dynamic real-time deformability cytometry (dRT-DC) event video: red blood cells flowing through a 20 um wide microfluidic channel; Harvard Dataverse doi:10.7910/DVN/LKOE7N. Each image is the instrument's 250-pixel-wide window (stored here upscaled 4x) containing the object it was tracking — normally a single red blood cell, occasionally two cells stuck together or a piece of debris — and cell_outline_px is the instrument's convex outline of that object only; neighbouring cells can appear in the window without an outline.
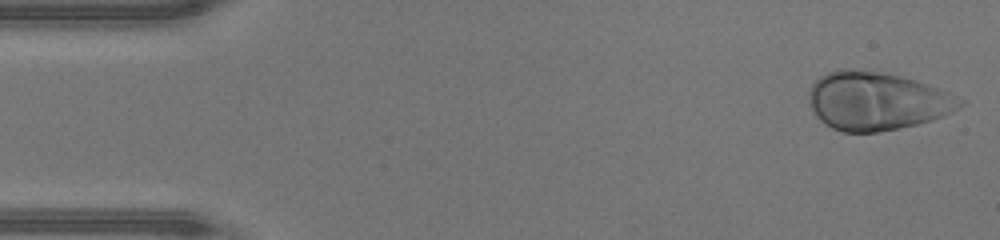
{"species": "human", "species_latin": "Homo sapiens", "temperature_condition": "warm", "stored_images_in_passage": 46, "camera_frame_rate_fps": 3000, "um_per_image_px": 0.085, "donor": {"sex": "male"}, "frame": {"image": 1, "passage_image": 1, "time_ms": 0.0, "image_size_px": [1000, 240], "cell_outline_px": [[964, 104], [952, 112], [916, 124], [876, 132], [844, 132], [832, 128], [824, 124], [816, 116], [808, 104], [808, 92], [812, 84], [820, 76], [828, 72], [840, 68], [844, 68], [880, 72], [900, 76], [916, 80], [928, 84], [948, 92], [964, 100]], "centroid_in_image_um": [74.47, 8.57], "position_along_channel_um": 10.5, "area_um2": 51.1}}
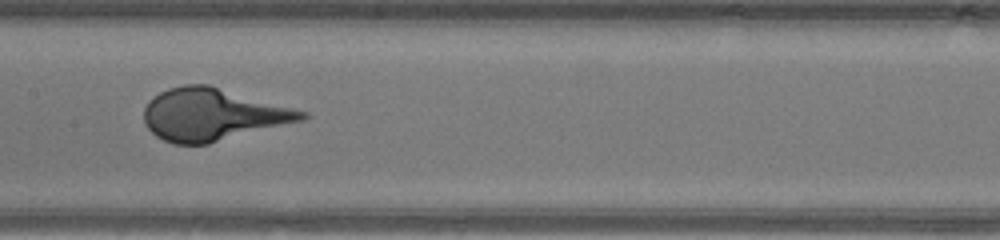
{"frame": {"image": 2, "passage_image": 22, "time_ms": 7.0, "image_size_px": [1000, 240], "cell_outline_px": [[308, 116], [304, 120], [208, 144], [172, 144], [156, 136], [148, 128], [144, 120], [144, 108], [148, 100], [160, 92], [168, 88], [184, 84], [208, 84], [308, 112]], "centroid_in_image_um": [18.06, 9.73], "position_along_channel_um": 189.3, "area_um2": 47.97}}
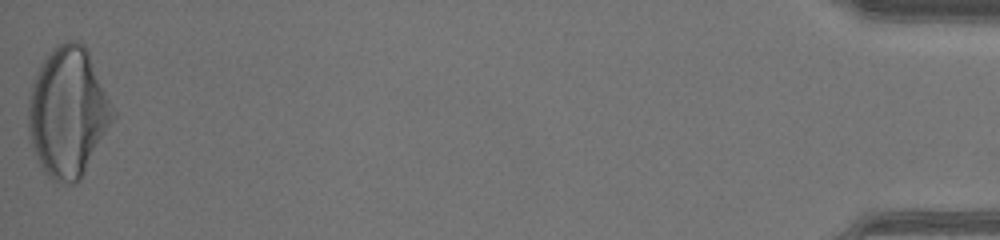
{"frame": {"image": 3, "passage_image": 46, "time_ms": 15.0, "image_size_px": [1000, 240], "cell_outline_px": [[116, 116], [80, 180], [76, 184], [64, 184], [48, 176], [40, 168], [32, 148], [28, 128], [28, 100], [32, 84], [40, 64], [56, 44], [68, 40], [80, 40], [84, 44], [88, 52], [116, 112]], "centroid_in_image_um": [5.77, 9.54], "position_along_channel_um": 429.4, "area_um2": 64.1}}